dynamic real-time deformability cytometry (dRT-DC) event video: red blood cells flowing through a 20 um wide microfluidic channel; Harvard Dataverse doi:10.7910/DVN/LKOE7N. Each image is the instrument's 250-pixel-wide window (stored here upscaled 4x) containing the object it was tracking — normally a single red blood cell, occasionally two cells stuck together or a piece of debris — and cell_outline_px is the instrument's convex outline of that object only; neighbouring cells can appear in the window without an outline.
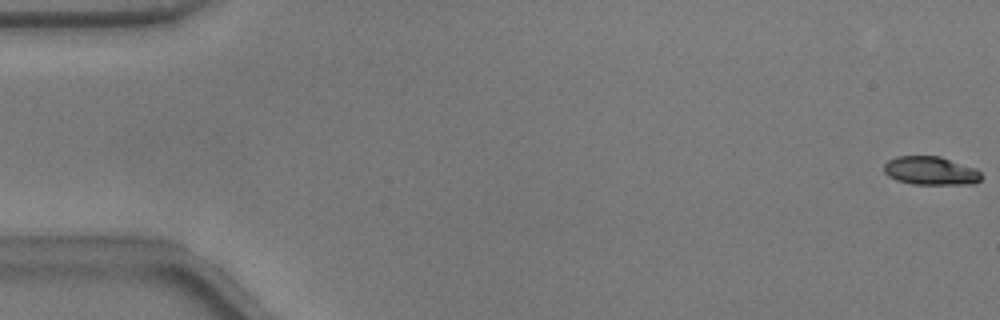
{"species": "common noctule bat (a hibernating species)", "species_latin": "Nyctalus noctula", "temperature_condition": "warm", "stored_images_in_passage": 54, "camera_frame_rate_fps": 3000, "um_per_image_px": 0.085, "animal": {"sex": "male", "body_mass_g": 17.9}, "frame": {"image": 1, "passage_image": 1, "time_ms": 0.0, "image_size_px": [1000, 320], "cell_outline_px": [[984, 176], [980, 180], [972, 184], [912, 184], [896, 180], [888, 176], [884, 172], [884, 164], [888, 160], [896, 156], [940, 156], [976, 168]], "centroid_in_image_um": [79.11, 14.51], "position_along_channel_um": 5.9, "area_um2": 16.3}}
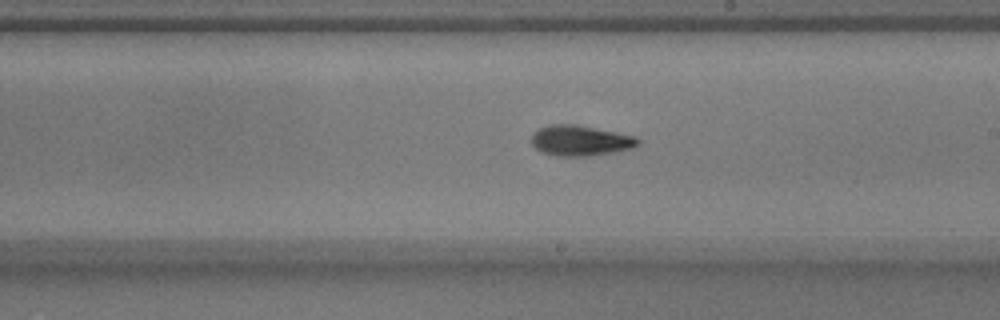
{"frame": {"image": 2, "passage_image": 31, "time_ms": 10.0, "image_size_px": [1000, 320], "cell_outline_px": [[640, 144], [636, 148], [588, 156], [556, 156], [540, 152], [532, 144], [532, 132], [540, 128], [552, 124], [576, 124], [636, 136], [640, 140]], "centroid_in_image_um": [49.35, 11.95], "position_along_channel_um": 239.7, "area_um2": 19.07}}
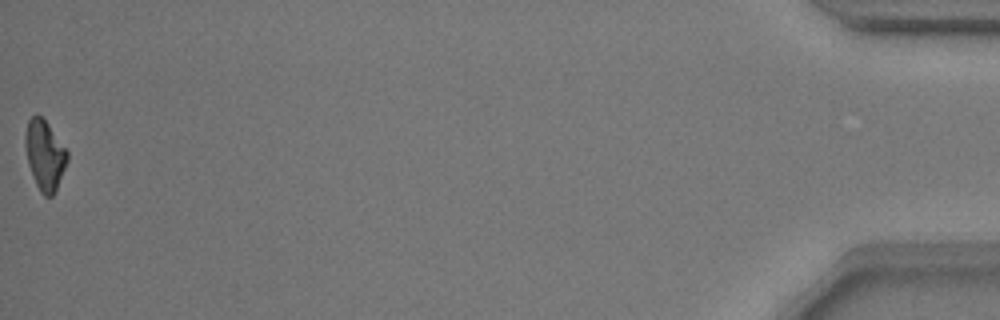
{"frame": {"image": 3, "passage_image": 54, "time_ms": 17.667, "image_size_px": [1000, 320], "cell_outline_px": [[68, 160], [56, 192], [52, 196], [44, 196], [40, 192], [36, 184], [28, 164], [24, 144], [24, 136], [28, 120], [36, 112], [48, 124], [68, 152]], "centroid_in_image_um": [3.79, 13.19], "position_along_channel_um": 431.4, "area_um2": 17.17}, "authors_computed_cell_mechanics": {"area_um2": 17.6001, "velocity_mm_per_s": 3.7983, "shape_relaxation_time_tau1_ms": 2.5998, "shape_relaxation_time_tau2_ms": 4.5165, "deformation_change_tau1": 0.1329, "deformation_change_tau2": 0.0877}}